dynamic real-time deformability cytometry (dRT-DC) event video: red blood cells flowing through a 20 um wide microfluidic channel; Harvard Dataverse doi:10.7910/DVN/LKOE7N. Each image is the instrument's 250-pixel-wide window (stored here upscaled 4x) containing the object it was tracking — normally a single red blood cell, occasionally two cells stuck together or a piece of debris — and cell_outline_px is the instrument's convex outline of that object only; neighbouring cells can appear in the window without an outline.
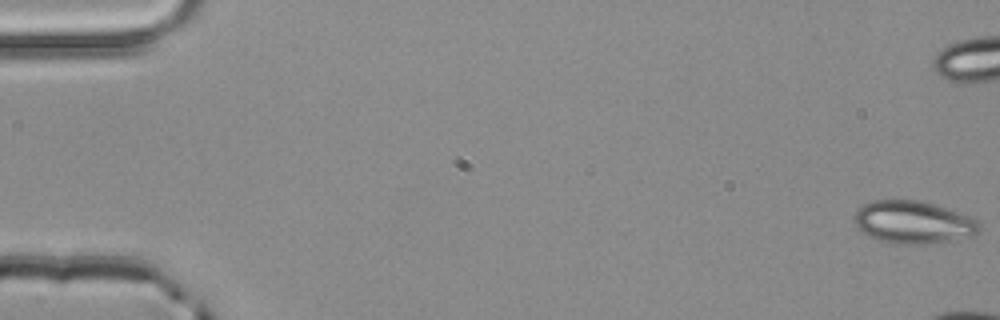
{"species": "common noctule bat (a hibernating species)", "species_latin": "Nyctalus noctula", "temperature_condition": "room temperature", "stored_images_in_passage": 5, "camera_frame_rate_fps": 3000, "um_per_image_px": 0.085, "animal": {"sex": "male", "body_mass_g": 20.4}, "frame": {"image": 1, "passage_image": 1, "time_ms": 0.0, "image_size_px": [1000, 320], "cell_outline_px": [[976, 236], [952, 240], [920, 244], [900, 244], [880, 240], [868, 236], [852, 220], [852, 216], [864, 204], [872, 200], [916, 200], [936, 204], [968, 216], [976, 220]], "centroid_in_image_um": [77.58, 18.88], "position_along_channel_um": 7.4, "area_um2": 30.63}}